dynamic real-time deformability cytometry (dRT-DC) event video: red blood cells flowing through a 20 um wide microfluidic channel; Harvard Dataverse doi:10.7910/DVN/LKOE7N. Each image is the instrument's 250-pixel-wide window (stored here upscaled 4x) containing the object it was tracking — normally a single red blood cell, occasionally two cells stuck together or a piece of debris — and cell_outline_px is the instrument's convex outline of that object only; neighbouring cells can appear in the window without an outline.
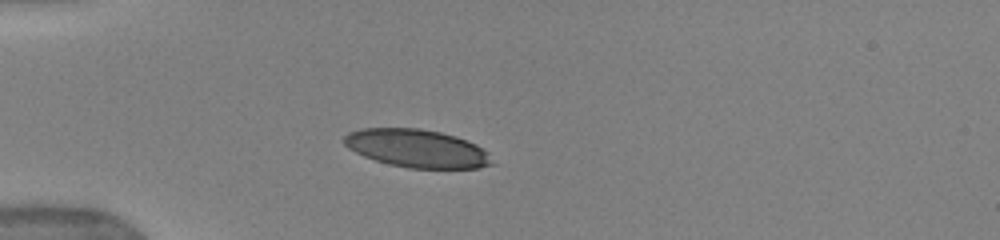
{"species": "human", "species_latin": "Homo sapiens", "temperature_condition": "warm", "stored_images_in_passage": 34, "camera_frame_rate_fps": 3000, "um_per_image_px": 0.085, "donor": {"sex": "female"}, "frame": {"image": 1, "passage_image": 1, "time_ms": 0.0, "image_size_px": [1000, 240], "cell_outline_px": [[496, 164], [480, 168], [408, 168], [388, 164], [364, 156], [348, 148], [344, 144], [344, 136], [348, 132], [360, 128], [420, 128], [440, 132], [456, 136], [476, 144], [488, 152]], "centroid_in_image_um": [35.46, 12.61], "position_along_channel_um": 49.5, "area_um2": 33.0}}
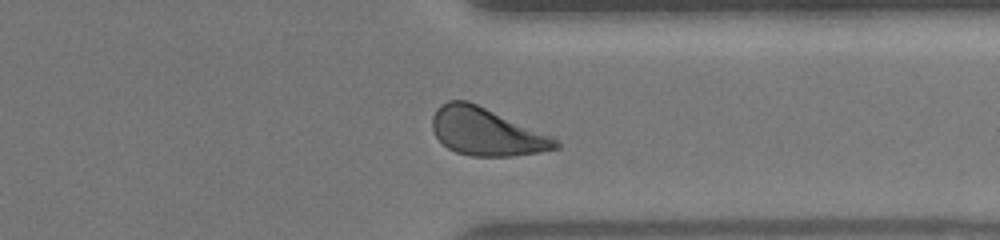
{"frame": {"image": 2, "passage_image": 27, "time_ms": 8.667, "image_size_px": [1000, 240], "cell_outline_px": [[560, 148], [540, 152], [512, 156], [472, 156], [456, 152], [448, 148], [436, 136], [432, 128], [432, 116], [436, 108], [440, 104], [448, 100], [468, 100], [552, 136], [560, 144]], "centroid_in_image_um": [41.32, 11.19], "position_along_channel_um": 370.1, "area_um2": 34.16}}
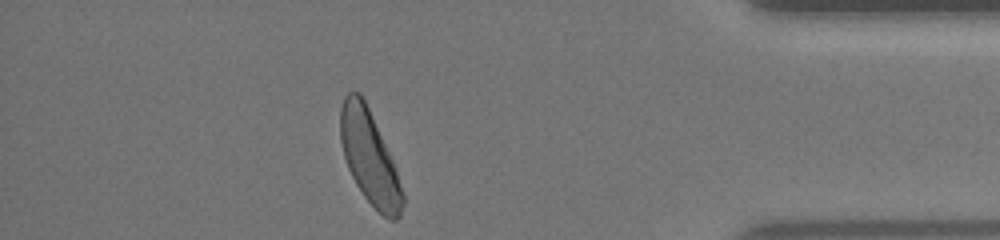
{"frame": {"image": 3, "passage_image": 32, "time_ms": 10.333, "image_size_px": [1000, 240], "cell_outline_px": [[404, 200], [400, 216], [396, 220], [388, 220], [364, 196], [356, 184], [348, 168], [344, 156], [340, 140], [340, 108], [344, 96], [348, 92], [360, 92], [368, 108], [396, 168], [404, 196]], "centroid_in_image_um": [31.4, 13.38], "position_along_channel_um": 403.8, "area_um2": 33.35}, "authors_computed_cell_mechanics": {"area_um2": 34.2754, "velocity_mm_per_s": 3.9353, "shape_relaxation_time_tau1_ms": 3.611, "shape_relaxation_time_tau2_ms": 0.8002, "deformation_change_tau1": 0.1625, "deformation_change_tau2": 0.0667}}